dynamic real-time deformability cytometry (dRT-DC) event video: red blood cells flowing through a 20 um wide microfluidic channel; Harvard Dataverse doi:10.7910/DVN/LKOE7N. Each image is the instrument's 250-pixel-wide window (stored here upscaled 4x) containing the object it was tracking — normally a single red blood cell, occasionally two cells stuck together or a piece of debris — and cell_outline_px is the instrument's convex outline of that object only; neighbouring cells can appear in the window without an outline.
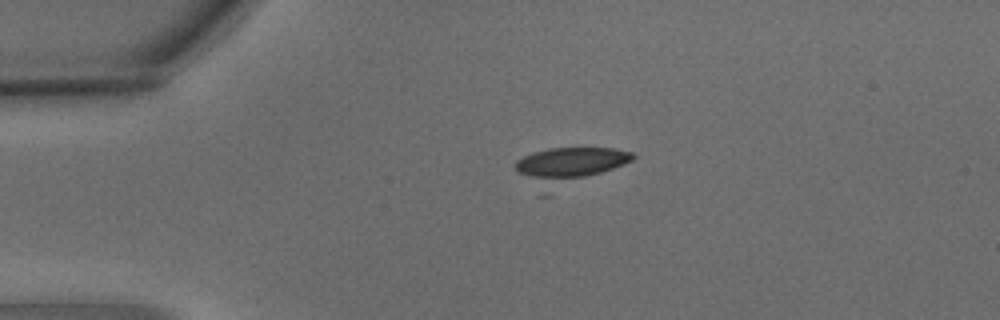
{"species": "common noctule bat (a hibernating species)", "species_latin": "Nyctalus noctula", "temperature_condition": "warm", "stored_images_in_passage": 2, "camera_frame_rate_fps": 3000, "um_per_image_px": 0.085, "animal": {"sex": "male", "body_mass_g": 15.6}, "frame": {"image": 1, "passage_image": 1, "time_ms": 0.0, "image_size_px": [1000, 320], "cell_outline_px": [[636, 156], [632, 160], [624, 164], [552, 196], [536, 196], [516, 168], [516, 160], [532, 152], [548, 148], [612, 148], [632, 152]], "centroid_in_image_um": [48.24, 14.22], "position_along_channel_um": 36.8, "area_um2": 26.59}}